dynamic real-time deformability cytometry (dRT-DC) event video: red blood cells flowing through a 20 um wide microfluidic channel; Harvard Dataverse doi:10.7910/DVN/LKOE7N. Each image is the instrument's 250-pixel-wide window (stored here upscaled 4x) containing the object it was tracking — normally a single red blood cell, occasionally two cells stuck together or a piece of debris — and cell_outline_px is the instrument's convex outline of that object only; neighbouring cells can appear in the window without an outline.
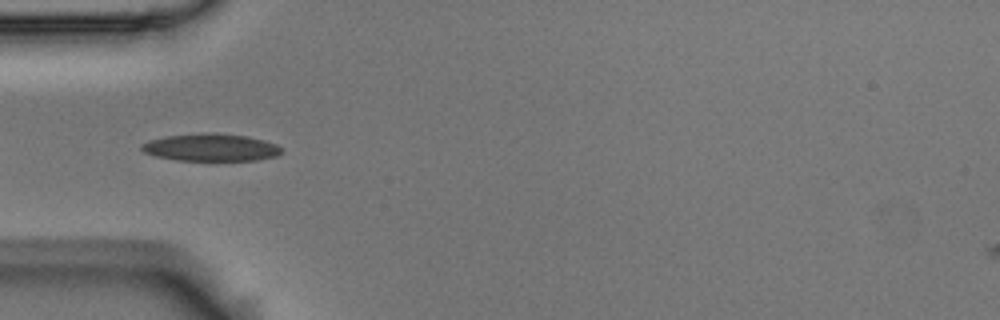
{"species": "Egyptian fruit bat (a non-hibernating species)", "species_latin": "Rousettus aegyptiacus", "temperature_condition": "room temperature", "stored_images_in_passage": 40, "camera_frame_rate_fps": 3000, "um_per_image_px": 0.085, "animal": {"sex": "male"}, "frame": {"image": 1, "passage_image": 1, "time_ms": 0.0, "image_size_px": [1000, 320], "cell_outline_px": [[280, 152], [276, 156], [256, 160], [176, 160], [156, 156], [144, 152], [140, 148], [140, 144], [148, 140], [164, 136], [200, 132], [212, 132], [248, 136], [264, 140], [276, 144], [280, 148]], "centroid_in_image_um": [17.87, 12.51], "position_along_channel_um": 67.1, "area_um2": 22.48}}
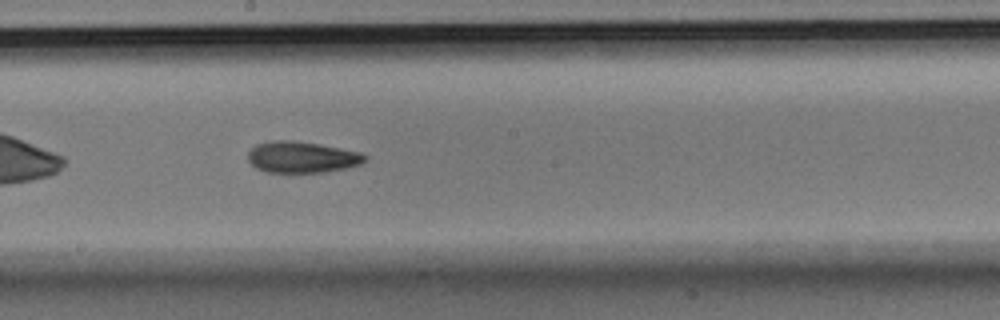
{"frame": {"image": 2, "passage_image": 14, "time_ms": 4.333, "image_size_px": [1000, 320], "cell_outline_px": [[368, 156], [360, 164], [344, 168], [324, 172], [268, 172], [256, 168], [248, 160], [248, 152], [256, 144], [272, 140], [292, 140], [320, 144], [360, 152]], "centroid_in_image_um": [25.64, 13.34], "position_along_channel_um": 222.6, "area_um2": 21.21}}
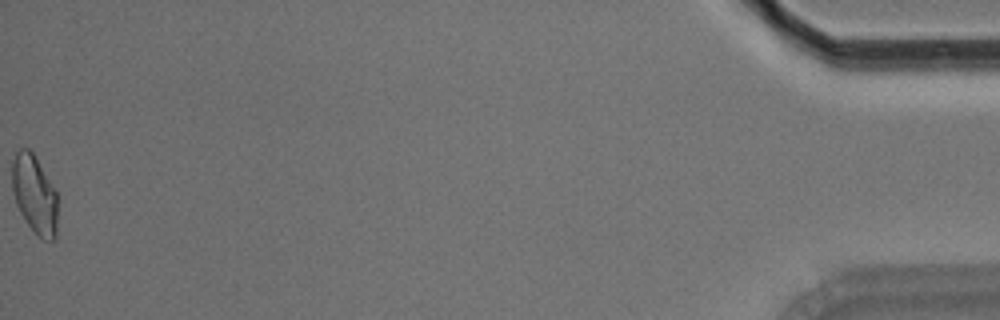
{"frame": {"image": 3, "passage_image": 40, "time_ms": 13.0, "image_size_px": [1000, 320], "cell_outline_px": [[56, 236], [52, 240], [44, 240], [36, 236], [20, 212], [16, 204], [12, 188], [12, 160], [16, 152], [20, 148], [28, 148], [36, 156], [56, 188]], "centroid_in_image_um": [2.93, 16.49], "position_along_channel_um": 432.3, "area_um2": 21.04}, "authors_computed_cell_mechanics": {"area_um2": 21.097, "velocity_mm_per_s": 3.5725, "shape_relaxation_time_tau1_ms": 6.9506, "shape_relaxation_time_tau2_ms": 4.7266, "deformation_change_tau1": 0.1571, "deformation_change_tau2": 0.1136}}